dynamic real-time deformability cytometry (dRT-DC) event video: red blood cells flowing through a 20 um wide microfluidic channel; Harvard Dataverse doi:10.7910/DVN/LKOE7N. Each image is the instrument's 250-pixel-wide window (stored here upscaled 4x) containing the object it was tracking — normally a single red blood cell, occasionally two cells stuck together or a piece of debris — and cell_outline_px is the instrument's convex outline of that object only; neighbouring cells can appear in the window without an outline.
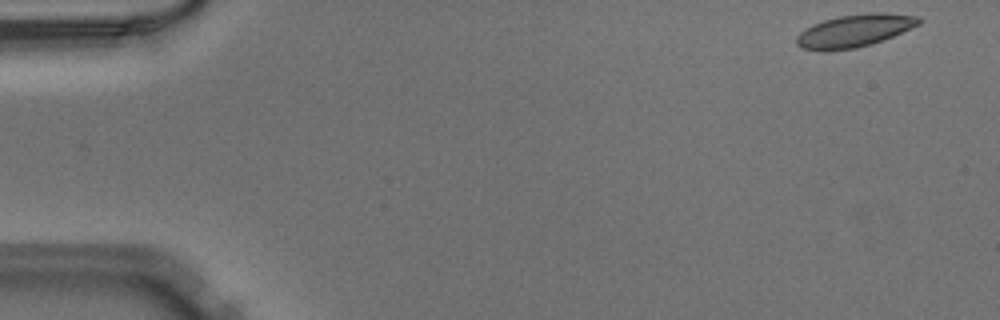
{"species": "Egyptian fruit bat (a non-hibernating species)", "species_latin": "Rousettus aegyptiacus", "temperature_condition": "warm", "stored_images_in_passage": 49, "camera_frame_rate_fps": 3000, "um_per_image_px": 0.085, "animal": {"sex": "male"}, "frame": {"image": 1, "passage_image": 1, "time_ms": 0.0, "image_size_px": [1000, 320], "cell_outline_px": [[920, 24], [892, 36], [872, 44], [856, 48], [828, 52], [824, 52], [800, 48], [796, 44], [796, 36], [804, 28], [812, 24], [824, 20], [840, 16], [868, 12], [884, 12], [920, 16]], "centroid_in_image_um": [72.58, 2.62], "position_along_channel_um": 12.4, "area_um2": 23.58}}
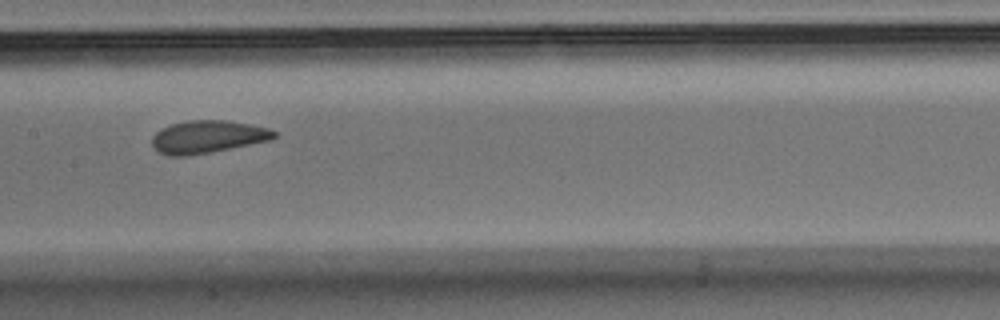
{"frame": {"image": 2, "passage_image": 24, "time_ms": 7.667, "image_size_px": [1000, 320], "cell_outline_px": [[276, 136], [272, 140], [212, 152], [188, 156], [168, 156], [160, 152], [152, 144], [152, 136], [156, 132], [172, 124], [188, 120], [228, 120], [268, 128], [276, 132]], "centroid_in_image_um": [17.67, 11.63], "position_along_channel_um": 189.7, "area_um2": 23.18}}
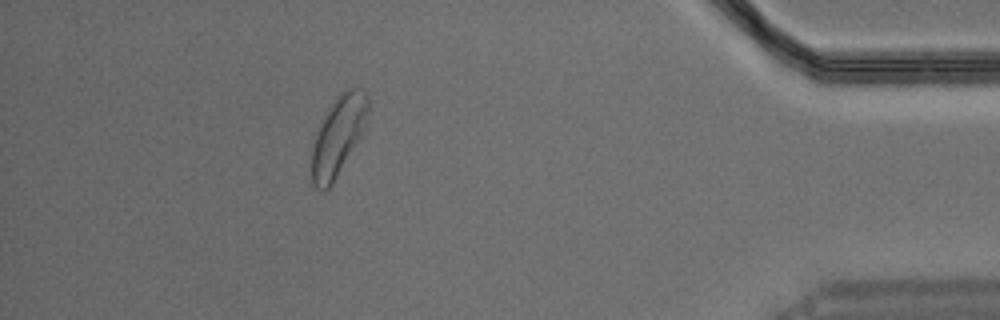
{"frame": {"image": 3, "passage_image": 44, "time_ms": 14.333, "image_size_px": [1000, 320], "cell_outline_px": [[368, 112], [364, 128], [360, 136], [332, 184], [324, 192], [320, 192], [312, 184], [312, 148], [316, 128], [336, 96], [340, 92], [348, 88], [364, 88], [368, 96]], "centroid_in_image_um": [28.72, 11.52], "position_along_channel_um": 406.5, "area_um2": 26.01}}